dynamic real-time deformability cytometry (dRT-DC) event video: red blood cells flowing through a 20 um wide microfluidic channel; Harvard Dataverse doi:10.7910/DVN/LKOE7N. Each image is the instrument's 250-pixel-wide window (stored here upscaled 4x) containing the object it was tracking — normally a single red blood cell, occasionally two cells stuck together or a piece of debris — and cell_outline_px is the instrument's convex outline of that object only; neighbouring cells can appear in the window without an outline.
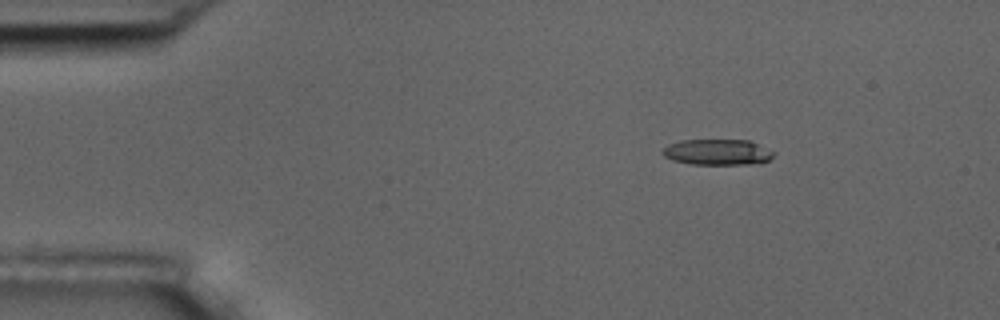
{"species": "common noctule bat (a hibernating species)", "species_latin": "Nyctalus noctula", "temperature_condition": "room temperature", "stored_images_in_passage": 8, "camera_frame_rate_fps": 3000, "um_per_image_px": 0.085, "animal": {"sex": "male", "body_mass_g": 17.5, "forearm_length_mm": 52.3}, "frame": {"image": 1, "passage_image": 2, "time_ms": 1.0, "image_size_px": [1000, 320], "cell_outline_px": [[776, 152], [768, 160], [748, 164], [692, 164], [672, 160], [664, 156], [660, 152], [668, 144], [680, 140], [748, 140]], "centroid_in_image_um": [60.94, 12.92], "position_along_channel_um": 24.1, "area_um2": 16.59}}
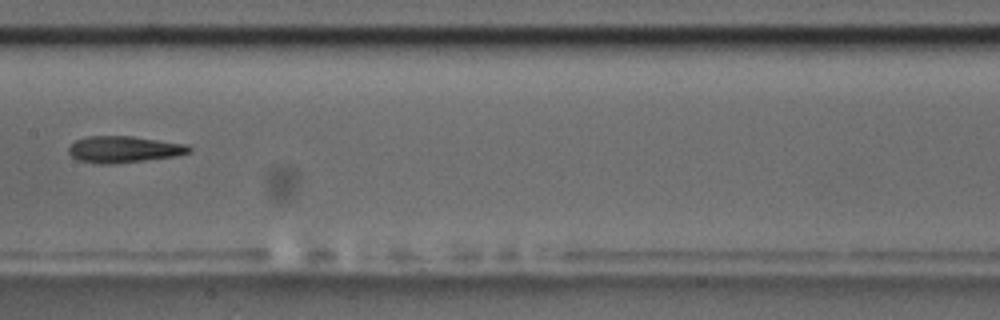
{"frame": {"image": 2, "passage_image": 7, "time_ms": 7.667, "image_size_px": [1000, 320], "cell_outline_px": [[192, 152], [180, 156], [116, 164], [100, 164], [76, 160], [68, 152], [68, 148], [76, 140], [84, 136], [132, 136], [188, 144], [192, 148]], "centroid_in_image_um": [10.57, 12.7], "position_along_channel_um": 196.8, "area_um2": 19.07}}
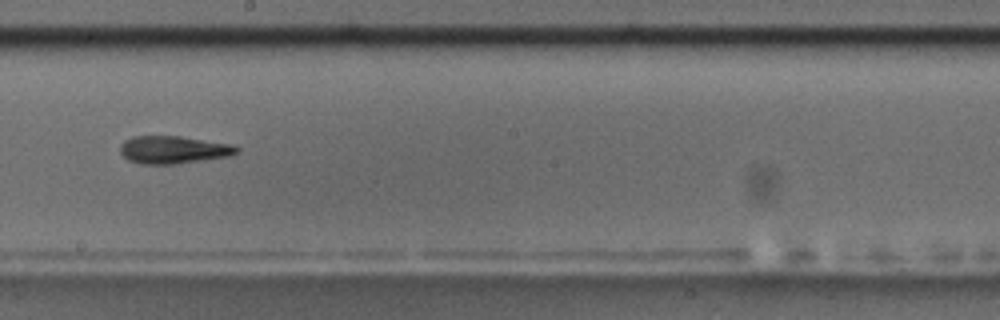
{"frame": {"image": 3, "passage_image": 8, "time_ms": 8.667, "image_size_px": [1000, 320], "cell_outline_px": [[240, 148], [232, 156], [172, 164], [140, 164], [128, 160], [120, 152], [120, 144], [124, 140], [132, 136], [180, 136], [228, 144]], "centroid_in_image_um": [14.68, 12.73], "position_along_channel_um": 233.5, "area_um2": 18.67}}